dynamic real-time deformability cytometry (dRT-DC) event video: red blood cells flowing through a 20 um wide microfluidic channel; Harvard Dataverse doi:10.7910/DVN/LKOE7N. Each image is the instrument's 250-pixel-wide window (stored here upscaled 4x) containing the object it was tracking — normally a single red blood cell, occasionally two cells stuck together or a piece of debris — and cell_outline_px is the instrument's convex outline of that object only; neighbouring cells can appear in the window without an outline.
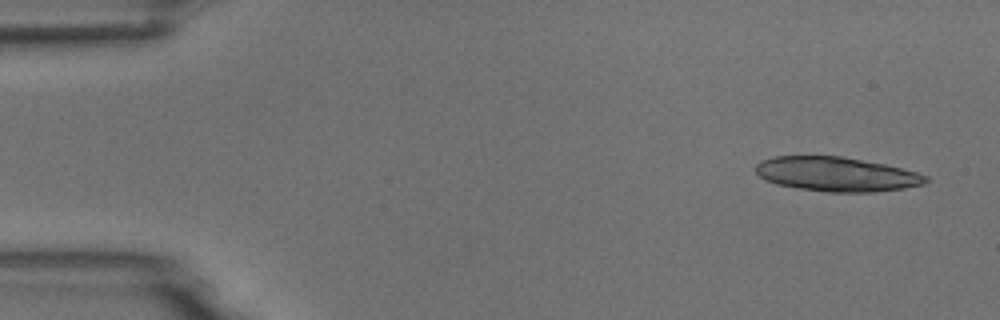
{"species": "common noctule bat (a hibernating species)", "species_latin": "Nyctalus noctula", "temperature_condition": "room temperature", "stored_images_in_passage": 3, "camera_frame_rate_fps": 3000, "um_per_image_px": 0.085, "animal": {"sex": "male", "body_mass_g": 18.8}, "frame": {"image": 1, "passage_image": 1, "time_ms": 0.0, "image_size_px": [1000, 320], "cell_outline_px": [[928, 180], [924, 184], [904, 188], [872, 192], [828, 192], [800, 188], [776, 184], [764, 180], [756, 172], [756, 164], [760, 160], [772, 156], [840, 156], [884, 164], [916, 172], [928, 176]], "centroid_in_image_um": [71.07, 14.8], "position_along_channel_um": 13.9, "area_um2": 33.93}}